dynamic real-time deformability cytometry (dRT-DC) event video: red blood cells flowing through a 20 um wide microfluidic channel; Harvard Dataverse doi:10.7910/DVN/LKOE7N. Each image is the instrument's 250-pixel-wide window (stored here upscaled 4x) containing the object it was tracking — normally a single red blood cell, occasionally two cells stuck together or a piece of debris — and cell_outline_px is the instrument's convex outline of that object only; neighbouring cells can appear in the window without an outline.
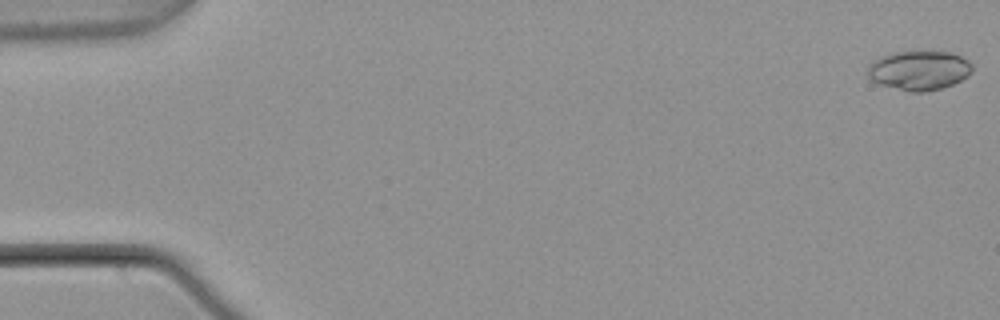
{"species": "common noctule bat (a hibernating species)", "species_latin": "Nyctalus noctula", "temperature_condition": "warm", "stored_images_in_passage": 5, "camera_frame_rate_fps": 3000, "um_per_image_px": 0.085, "animal": {"sex": "male", "body_mass_g": 21.5, "forearm_length_mm": 52.0}, "frame": {"image": 1, "passage_image": 1, "time_ms": 0.0, "image_size_px": [1000, 320], "cell_outline_px": [[972, 72], [968, 76], [952, 84], [940, 88], [924, 92], [908, 92], [880, 84], [872, 80], [868, 76], [868, 68], [872, 60], [880, 56], [896, 52], [952, 52], [968, 60], [972, 64]], "centroid_in_image_um": [78.12, 5.98], "position_along_channel_um": 6.9, "area_um2": 23.93}}
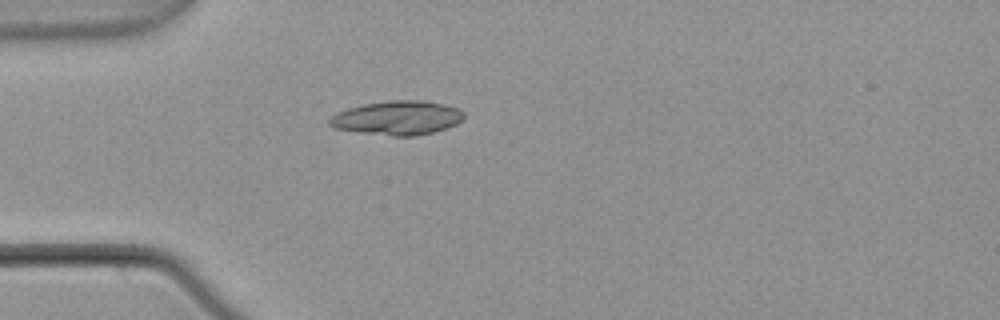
{"frame": {"image": 2, "passage_image": 5, "time_ms": 1.333, "image_size_px": [1000, 320], "cell_outline_px": [[464, 116], [456, 124], [448, 128], [416, 136], [392, 136], [360, 132], [332, 128], [328, 124], [328, 120], [336, 112], [348, 108], [364, 104], [388, 100], [424, 100], [460, 108], [464, 112]], "centroid_in_image_um": [33.77, 10.02], "position_along_channel_um": 51.2, "area_um2": 26.82}}